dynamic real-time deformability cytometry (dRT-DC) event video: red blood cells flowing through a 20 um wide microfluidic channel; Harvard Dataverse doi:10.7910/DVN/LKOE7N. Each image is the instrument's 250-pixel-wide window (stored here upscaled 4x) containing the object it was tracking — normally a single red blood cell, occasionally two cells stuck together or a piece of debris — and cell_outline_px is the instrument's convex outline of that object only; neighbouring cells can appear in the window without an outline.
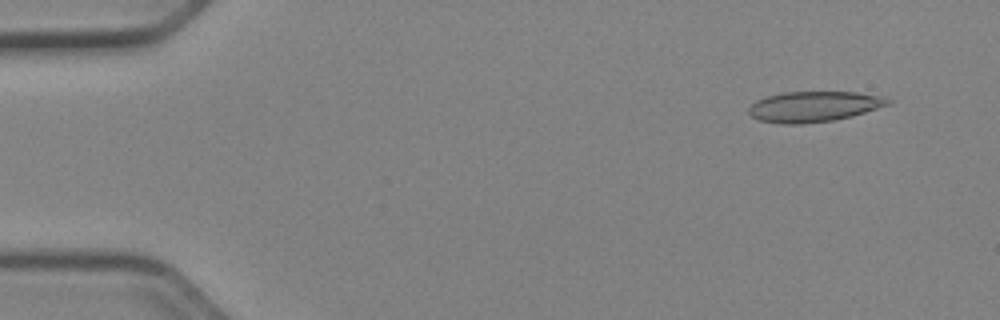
{"species": "Egyptian fruit bat (a non-hibernating species)", "species_latin": "Rousettus aegyptiacus", "temperature_condition": "cold", "stored_images_in_passage": 51, "camera_frame_rate_fps": 3000, "um_per_image_px": 0.085, "animal": {"sex": "female"}, "frame": {"image": 1, "passage_image": 4, "time_ms": 1.0, "image_size_px": [1000, 320], "cell_outline_px": [[892, 104], [852, 116], [832, 120], [804, 124], [780, 124], [760, 120], [752, 116], [748, 112], [748, 108], [756, 100], [764, 96], [784, 92], [856, 92], [880, 96], [892, 100]], "centroid_in_image_um": [69.17, 9.06], "position_along_channel_um": 15.8, "area_um2": 24.85}}
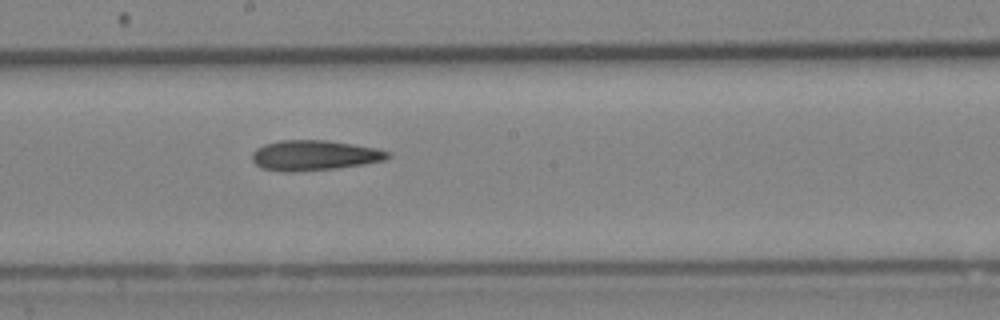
{"frame": {"image": 2, "passage_image": 28, "time_ms": 9.0, "image_size_px": [1000, 320], "cell_outline_px": [[392, 156], [384, 160], [364, 164], [336, 168], [292, 172], [284, 172], [260, 168], [252, 160], [252, 152], [256, 148], [264, 144], [280, 140], [328, 140], [376, 148], [388, 152]], "centroid_in_image_um": [26.68, 13.2], "position_along_channel_um": 221.5, "area_um2": 23.93}}
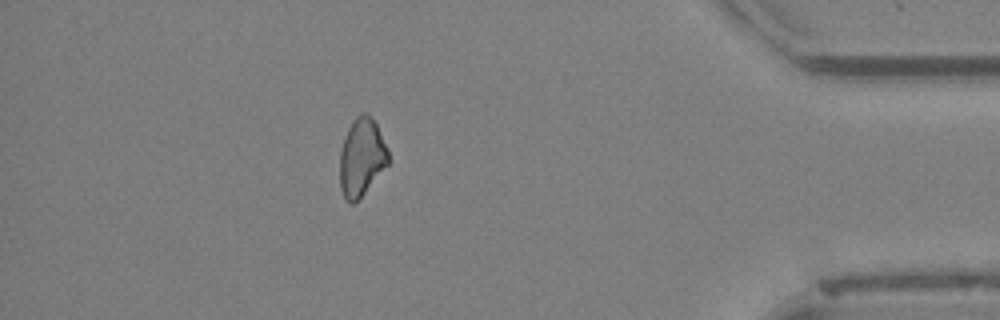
{"frame": {"image": 3, "passage_image": 45, "time_ms": 14.667, "image_size_px": [1000, 320], "cell_outline_px": [[388, 164], [364, 192], [352, 204], [344, 200], [340, 188], [340, 152], [348, 128], [352, 120], [360, 112], [368, 112], [376, 124], [388, 148]], "centroid_in_image_um": [30.72, 13.34], "position_along_channel_um": 404.5, "area_um2": 21.85}}